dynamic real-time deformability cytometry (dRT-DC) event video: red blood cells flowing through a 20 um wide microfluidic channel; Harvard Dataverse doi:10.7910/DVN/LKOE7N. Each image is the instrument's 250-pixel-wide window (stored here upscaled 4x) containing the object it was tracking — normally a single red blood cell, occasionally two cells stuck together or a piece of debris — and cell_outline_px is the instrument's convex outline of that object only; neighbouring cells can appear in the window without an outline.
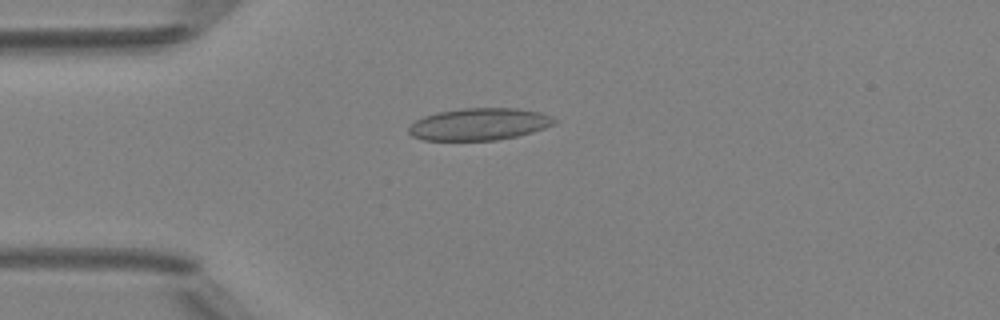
{"species": "Egyptian fruit bat (a non-hibernating species)", "species_latin": "Rousettus aegyptiacus", "temperature_condition": "room temperature", "stored_images_in_passage": 49, "camera_frame_rate_fps": 3000, "um_per_image_px": 0.085, "animal": {"sex": "female"}, "frame": {"image": 1, "passage_image": 13, "time_ms": 4.0, "image_size_px": [1000, 320], "cell_outline_px": [[556, 124], [532, 132], [516, 136], [496, 140], [424, 140], [412, 136], [408, 132], [408, 128], [416, 120], [424, 116], [440, 112], [460, 108], [516, 108], [540, 112], [552, 116], [556, 120]], "centroid_in_image_um": [40.75, 10.55], "position_along_channel_um": 44.3, "area_um2": 27.17}}
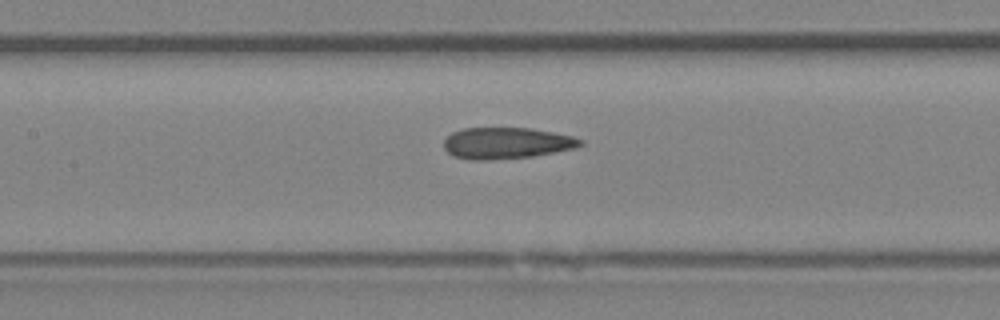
{"frame": {"image": 2, "passage_image": 23, "time_ms": 7.333, "image_size_px": [1000, 320], "cell_outline_px": [[584, 144], [576, 148], [532, 156], [488, 160], [472, 160], [452, 156], [444, 148], [444, 140], [452, 132], [464, 128], [532, 128], [572, 136], [584, 140]], "centroid_in_image_um": [43.06, 12.16], "position_along_channel_um": 164.3, "area_um2": 24.97}}
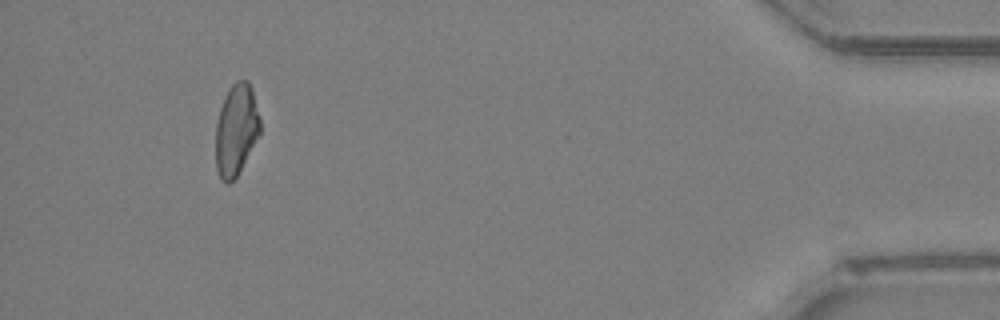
{"frame": {"image": 3, "passage_image": 46, "time_ms": 15.0, "image_size_px": [1000, 320], "cell_outline_px": [[260, 136], [236, 176], [228, 184], [220, 180], [216, 168], [216, 124], [220, 108], [224, 96], [228, 88], [236, 80], [248, 80], [252, 88], [260, 120]], "centroid_in_image_um": [20.07, 11.02], "position_along_channel_um": 415.1, "area_um2": 23.81}, "authors_computed_cell_mechanics": {"area_um2": 24.854, "velocity_mm_per_s": 4.1665, "shape_relaxation_time_tau1_ms": null, "shape_relaxation_time_tau2_ms": 3.1759, "deformation_change_tau1": null, "deformation_change_tau2": 0.0767}}